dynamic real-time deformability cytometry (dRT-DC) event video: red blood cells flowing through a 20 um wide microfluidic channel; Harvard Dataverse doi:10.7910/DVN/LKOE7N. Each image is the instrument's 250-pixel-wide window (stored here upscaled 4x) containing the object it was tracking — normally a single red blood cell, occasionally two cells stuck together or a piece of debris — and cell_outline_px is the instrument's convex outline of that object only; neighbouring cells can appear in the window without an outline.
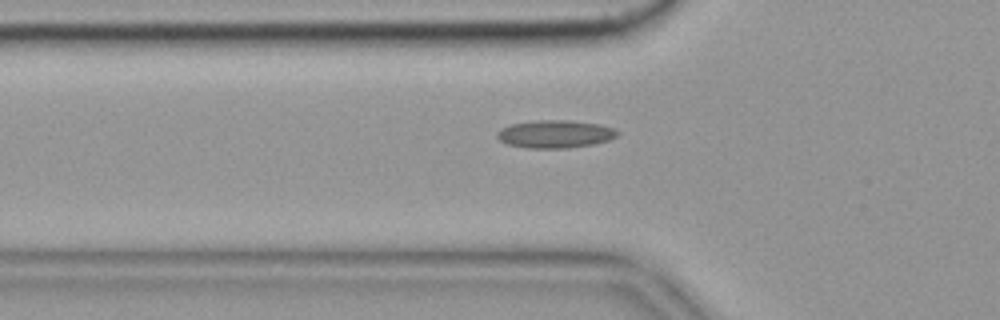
{"species": "common noctule bat (a hibernating species)", "species_latin": "Nyctalus noctula", "temperature_condition": "cold", "stored_images_in_passage": 54, "camera_frame_rate_fps": 3000, "um_per_image_px": 0.085, "animal": {"sex": "female", "body_mass_g": 19.9}, "frame": {"image": 1, "passage_image": 16, "time_ms": 5.0, "image_size_px": [1000, 320], "cell_outline_px": [[620, 132], [616, 136], [608, 140], [592, 144], [568, 148], [528, 148], [508, 144], [500, 140], [496, 136], [496, 132], [500, 128], [508, 124], [536, 120], [568, 120], [600, 124], [612, 128]], "centroid_in_image_um": [47.14, 11.38], "position_along_channel_um": 78.7, "area_um2": 19.54}, "authors_computed_cell_mechanics": {"area_um2": 17.7735, "velocity_mm_per_s": 3.5338, "shape_relaxation_time_tau1_ms": null, "shape_relaxation_time_tau2_ms": 3.7985, "deformation_change_tau1": null, "deformation_change_tau2": 0.1116}}